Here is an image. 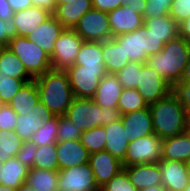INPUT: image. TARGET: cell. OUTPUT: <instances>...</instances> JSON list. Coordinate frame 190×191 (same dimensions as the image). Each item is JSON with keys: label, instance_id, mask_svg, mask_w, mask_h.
Listing matches in <instances>:
<instances>
[{"label": "cell", "instance_id": "db71d44e", "mask_svg": "<svg viewBox=\"0 0 190 191\" xmlns=\"http://www.w3.org/2000/svg\"><path fill=\"white\" fill-rule=\"evenodd\" d=\"M33 6L46 9L47 11L53 13L56 8V0H31Z\"/></svg>", "mask_w": 190, "mask_h": 191}, {"label": "cell", "instance_id": "816d5d0a", "mask_svg": "<svg viewBox=\"0 0 190 191\" xmlns=\"http://www.w3.org/2000/svg\"><path fill=\"white\" fill-rule=\"evenodd\" d=\"M13 14L14 11L9 2L7 0H0V19L7 21L12 18Z\"/></svg>", "mask_w": 190, "mask_h": 191}, {"label": "cell", "instance_id": "1f68e13d", "mask_svg": "<svg viewBox=\"0 0 190 191\" xmlns=\"http://www.w3.org/2000/svg\"><path fill=\"white\" fill-rule=\"evenodd\" d=\"M26 183L34 191H58V172L30 168Z\"/></svg>", "mask_w": 190, "mask_h": 191}, {"label": "cell", "instance_id": "681fc988", "mask_svg": "<svg viewBox=\"0 0 190 191\" xmlns=\"http://www.w3.org/2000/svg\"><path fill=\"white\" fill-rule=\"evenodd\" d=\"M123 0H92L93 9L109 13L122 6Z\"/></svg>", "mask_w": 190, "mask_h": 191}, {"label": "cell", "instance_id": "4316f807", "mask_svg": "<svg viewBox=\"0 0 190 191\" xmlns=\"http://www.w3.org/2000/svg\"><path fill=\"white\" fill-rule=\"evenodd\" d=\"M102 54L108 74H116L130 62L123 47L119 46L113 38L102 41Z\"/></svg>", "mask_w": 190, "mask_h": 191}, {"label": "cell", "instance_id": "4dcf8cb0", "mask_svg": "<svg viewBox=\"0 0 190 191\" xmlns=\"http://www.w3.org/2000/svg\"><path fill=\"white\" fill-rule=\"evenodd\" d=\"M0 74L23 79L26 83L34 78L27 72L20 59L7 47L0 50Z\"/></svg>", "mask_w": 190, "mask_h": 191}, {"label": "cell", "instance_id": "3957f363", "mask_svg": "<svg viewBox=\"0 0 190 191\" xmlns=\"http://www.w3.org/2000/svg\"><path fill=\"white\" fill-rule=\"evenodd\" d=\"M153 131L160 139L173 137L187 129V111L170 93L168 96L149 105Z\"/></svg>", "mask_w": 190, "mask_h": 191}, {"label": "cell", "instance_id": "d6986e66", "mask_svg": "<svg viewBox=\"0 0 190 191\" xmlns=\"http://www.w3.org/2000/svg\"><path fill=\"white\" fill-rule=\"evenodd\" d=\"M52 15L46 9L31 6L14 12L12 19L16 25L17 36L28 37L35 29Z\"/></svg>", "mask_w": 190, "mask_h": 191}, {"label": "cell", "instance_id": "f546056e", "mask_svg": "<svg viewBox=\"0 0 190 191\" xmlns=\"http://www.w3.org/2000/svg\"><path fill=\"white\" fill-rule=\"evenodd\" d=\"M74 65L91 69H106L103 61L102 42L83 41Z\"/></svg>", "mask_w": 190, "mask_h": 191}, {"label": "cell", "instance_id": "9c48e42d", "mask_svg": "<svg viewBox=\"0 0 190 191\" xmlns=\"http://www.w3.org/2000/svg\"><path fill=\"white\" fill-rule=\"evenodd\" d=\"M73 29L84 41L102 42L112 38L108 13L96 9L87 11Z\"/></svg>", "mask_w": 190, "mask_h": 191}, {"label": "cell", "instance_id": "11a10c76", "mask_svg": "<svg viewBox=\"0 0 190 191\" xmlns=\"http://www.w3.org/2000/svg\"><path fill=\"white\" fill-rule=\"evenodd\" d=\"M14 12L33 6L31 0H7Z\"/></svg>", "mask_w": 190, "mask_h": 191}, {"label": "cell", "instance_id": "5b68a950", "mask_svg": "<svg viewBox=\"0 0 190 191\" xmlns=\"http://www.w3.org/2000/svg\"><path fill=\"white\" fill-rule=\"evenodd\" d=\"M7 48L20 59L34 79L52 69L50 56L28 37L16 36L10 39Z\"/></svg>", "mask_w": 190, "mask_h": 191}, {"label": "cell", "instance_id": "a7ac6f4b", "mask_svg": "<svg viewBox=\"0 0 190 191\" xmlns=\"http://www.w3.org/2000/svg\"><path fill=\"white\" fill-rule=\"evenodd\" d=\"M90 191H101V188L95 189V190H90Z\"/></svg>", "mask_w": 190, "mask_h": 191}, {"label": "cell", "instance_id": "94428289", "mask_svg": "<svg viewBox=\"0 0 190 191\" xmlns=\"http://www.w3.org/2000/svg\"><path fill=\"white\" fill-rule=\"evenodd\" d=\"M69 1H72V0H56V7L58 5L68 4Z\"/></svg>", "mask_w": 190, "mask_h": 191}, {"label": "cell", "instance_id": "f35d334b", "mask_svg": "<svg viewBox=\"0 0 190 191\" xmlns=\"http://www.w3.org/2000/svg\"><path fill=\"white\" fill-rule=\"evenodd\" d=\"M26 82L23 79L0 74V98L8 104Z\"/></svg>", "mask_w": 190, "mask_h": 191}, {"label": "cell", "instance_id": "c3c4849f", "mask_svg": "<svg viewBox=\"0 0 190 191\" xmlns=\"http://www.w3.org/2000/svg\"><path fill=\"white\" fill-rule=\"evenodd\" d=\"M164 47V43L161 42V38L157 37L153 34L146 26H145V52L148 56L156 54L160 52Z\"/></svg>", "mask_w": 190, "mask_h": 191}, {"label": "cell", "instance_id": "003e7915", "mask_svg": "<svg viewBox=\"0 0 190 191\" xmlns=\"http://www.w3.org/2000/svg\"><path fill=\"white\" fill-rule=\"evenodd\" d=\"M186 131H187V132L189 133V135H190V126H187Z\"/></svg>", "mask_w": 190, "mask_h": 191}, {"label": "cell", "instance_id": "be15d7a7", "mask_svg": "<svg viewBox=\"0 0 190 191\" xmlns=\"http://www.w3.org/2000/svg\"><path fill=\"white\" fill-rule=\"evenodd\" d=\"M5 103L2 101V99L0 98V109L3 107Z\"/></svg>", "mask_w": 190, "mask_h": 191}, {"label": "cell", "instance_id": "7bdbcfd3", "mask_svg": "<svg viewBox=\"0 0 190 191\" xmlns=\"http://www.w3.org/2000/svg\"><path fill=\"white\" fill-rule=\"evenodd\" d=\"M171 94L187 111L190 109V81H179L171 85Z\"/></svg>", "mask_w": 190, "mask_h": 191}, {"label": "cell", "instance_id": "ab89813d", "mask_svg": "<svg viewBox=\"0 0 190 191\" xmlns=\"http://www.w3.org/2000/svg\"><path fill=\"white\" fill-rule=\"evenodd\" d=\"M58 124L57 142L80 139L83 130L78 129L76 124L65 115L58 116Z\"/></svg>", "mask_w": 190, "mask_h": 191}, {"label": "cell", "instance_id": "74e56055", "mask_svg": "<svg viewBox=\"0 0 190 191\" xmlns=\"http://www.w3.org/2000/svg\"><path fill=\"white\" fill-rule=\"evenodd\" d=\"M142 68V63L129 62L124 68L119 70L115 75L123 88H136L139 75Z\"/></svg>", "mask_w": 190, "mask_h": 191}, {"label": "cell", "instance_id": "4fadbf2b", "mask_svg": "<svg viewBox=\"0 0 190 191\" xmlns=\"http://www.w3.org/2000/svg\"><path fill=\"white\" fill-rule=\"evenodd\" d=\"M88 164L92 168L99 188H102L115 175L123 170L122 162L107 151L90 154Z\"/></svg>", "mask_w": 190, "mask_h": 191}, {"label": "cell", "instance_id": "83f0119b", "mask_svg": "<svg viewBox=\"0 0 190 191\" xmlns=\"http://www.w3.org/2000/svg\"><path fill=\"white\" fill-rule=\"evenodd\" d=\"M47 114L40 107L34 111L28 112L26 115H18L16 121L15 133L23 141H30L32 135L43 126Z\"/></svg>", "mask_w": 190, "mask_h": 191}, {"label": "cell", "instance_id": "f5cc1de1", "mask_svg": "<svg viewBox=\"0 0 190 191\" xmlns=\"http://www.w3.org/2000/svg\"><path fill=\"white\" fill-rule=\"evenodd\" d=\"M179 25V36L190 44V17L183 20Z\"/></svg>", "mask_w": 190, "mask_h": 191}, {"label": "cell", "instance_id": "ffe728a7", "mask_svg": "<svg viewBox=\"0 0 190 191\" xmlns=\"http://www.w3.org/2000/svg\"><path fill=\"white\" fill-rule=\"evenodd\" d=\"M64 27L51 15L46 21L38 26L28 39L33 41L37 46L42 48L48 56H51L58 39Z\"/></svg>", "mask_w": 190, "mask_h": 191}, {"label": "cell", "instance_id": "d590c367", "mask_svg": "<svg viewBox=\"0 0 190 191\" xmlns=\"http://www.w3.org/2000/svg\"><path fill=\"white\" fill-rule=\"evenodd\" d=\"M33 168L56 172L59 171L56 143L37 147Z\"/></svg>", "mask_w": 190, "mask_h": 191}, {"label": "cell", "instance_id": "6125c7cd", "mask_svg": "<svg viewBox=\"0 0 190 191\" xmlns=\"http://www.w3.org/2000/svg\"><path fill=\"white\" fill-rule=\"evenodd\" d=\"M186 118H187V126H190V109L187 110Z\"/></svg>", "mask_w": 190, "mask_h": 191}, {"label": "cell", "instance_id": "ee69618b", "mask_svg": "<svg viewBox=\"0 0 190 191\" xmlns=\"http://www.w3.org/2000/svg\"><path fill=\"white\" fill-rule=\"evenodd\" d=\"M169 15L179 24L190 17V0H174Z\"/></svg>", "mask_w": 190, "mask_h": 191}, {"label": "cell", "instance_id": "52a82bcc", "mask_svg": "<svg viewBox=\"0 0 190 191\" xmlns=\"http://www.w3.org/2000/svg\"><path fill=\"white\" fill-rule=\"evenodd\" d=\"M68 74L74 98L92 99L100 80L107 75L106 69H91L73 65L65 70Z\"/></svg>", "mask_w": 190, "mask_h": 191}, {"label": "cell", "instance_id": "bcb514c9", "mask_svg": "<svg viewBox=\"0 0 190 191\" xmlns=\"http://www.w3.org/2000/svg\"><path fill=\"white\" fill-rule=\"evenodd\" d=\"M36 151L37 146L31 141H23L20 151L16 154V159L28 168H33Z\"/></svg>", "mask_w": 190, "mask_h": 191}, {"label": "cell", "instance_id": "8992f818", "mask_svg": "<svg viewBox=\"0 0 190 191\" xmlns=\"http://www.w3.org/2000/svg\"><path fill=\"white\" fill-rule=\"evenodd\" d=\"M162 142L156 134H150L130 141L124 160L123 167L143 164L159 163L162 159Z\"/></svg>", "mask_w": 190, "mask_h": 191}, {"label": "cell", "instance_id": "8d00e7d4", "mask_svg": "<svg viewBox=\"0 0 190 191\" xmlns=\"http://www.w3.org/2000/svg\"><path fill=\"white\" fill-rule=\"evenodd\" d=\"M106 132L104 126L83 131L80 140L90 154L105 151Z\"/></svg>", "mask_w": 190, "mask_h": 191}, {"label": "cell", "instance_id": "277c9868", "mask_svg": "<svg viewBox=\"0 0 190 191\" xmlns=\"http://www.w3.org/2000/svg\"><path fill=\"white\" fill-rule=\"evenodd\" d=\"M65 116L72 120L78 129L85 131L118 121L121 114L118 108L101 107L93 99L74 98Z\"/></svg>", "mask_w": 190, "mask_h": 191}, {"label": "cell", "instance_id": "836d02e7", "mask_svg": "<svg viewBox=\"0 0 190 191\" xmlns=\"http://www.w3.org/2000/svg\"><path fill=\"white\" fill-rule=\"evenodd\" d=\"M149 107L136 88H123L117 108L119 113H129Z\"/></svg>", "mask_w": 190, "mask_h": 191}, {"label": "cell", "instance_id": "484cf974", "mask_svg": "<svg viewBox=\"0 0 190 191\" xmlns=\"http://www.w3.org/2000/svg\"><path fill=\"white\" fill-rule=\"evenodd\" d=\"M29 169L16 157L7 160L0 168V184L18 189L28 177Z\"/></svg>", "mask_w": 190, "mask_h": 191}, {"label": "cell", "instance_id": "60d3db41", "mask_svg": "<svg viewBox=\"0 0 190 191\" xmlns=\"http://www.w3.org/2000/svg\"><path fill=\"white\" fill-rule=\"evenodd\" d=\"M174 0H146V8L143 19H151L158 16L168 15Z\"/></svg>", "mask_w": 190, "mask_h": 191}, {"label": "cell", "instance_id": "5bb4252c", "mask_svg": "<svg viewBox=\"0 0 190 191\" xmlns=\"http://www.w3.org/2000/svg\"><path fill=\"white\" fill-rule=\"evenodd\" d=\"M56 155L59 171L89 163L90 153L80 139L56 142Z\"/></svg>", "mask_w": 190, "mask_h": 191}, {"label": "cell", "instance_id": "7402d4cb", "mask_svg": "<svg viewBox=\"0 0 190 191\" xmlns=\"http://www.w3.org/2000/svg\"><path fill=\"white\" fill-rule=\"evenodd\" d=\"M106 132L105 151L111 153L121 162L124 160L128 148V136L124 131L122 120L119 119L107 126H104Z\"/></svg>", "mask_w": 190, "mask_h": 191}, {"label": "cell", "instance_id": "6f0895ef", "mask_svg": "<svg viewBox=\"0 0 190 191\" xmlns=\"http://www.w3.org/2000/svg\"><path fill=\"white\" fill-rule=\"evenodd\" d=\"M141 191H167L162 185H154Z\"/></svg>", "mask_w": 190, "mask_h": 191}, {"label": "cell", "instance_id": "44dd1931", "mask_svg": "<svg viewBox=\"0 0 190 191\" xmlns=\"http://www.w3.org/2000/svg\"><path fill=\"white\" fill-rule=\"evenodd\" d=\"M91 9L92 0H72L68 4L58 5L52 15L64 28L73 29L79 19Z\"/></svg>", "mask_w": 190, "mask_h": 191}, {"label": "cell", "instance_id": "e7e4bbea", "mask_svg": "<svg viewBox=\"0 0 190 191\" xmlns=\"http://www.w3.org/2000/svg\"><path fill=\"white\" fill-rule=\"evenodd\" d=\"M184 191H190V182L188 183V185Z\"/></svg>", "mask_w": 190, "mask_h": 191}, {"label": "cell", "instance_id": "ac0fdd59", "mask_svg": "<svg viewBox=\"0 0 190 191\" xmlns=\"http://www.w3.org/2000/svg\"><path fill=\"white\" fill-rule=\"evenodd\" d=\"M123 47L126 57L131 62L145 63L149 57L145 52V25L131 33L113 37Z\"/></svg>", "mask_w": 190, "mask_h": 191}, {"label": "cell", "instance_id": "7c38bea8", "mask_svg": "<svg viewBox=\"0 0 190 191\" xmlns=\"http://www.w3.org/2000/svg\"><path fill=\"white\" fill-rule=\"evenodd\" d=\"M159 168L162 186L167 191H184L190 182L187 163L178 160H161Z\"/></svg>", "mask_w": 190, "mask_h": 191}, {"label": "cell", "instance_id": "89a4df30", "mask_svg": "<svg viewBox=\"0 0 190 191\" xmlns=\"http://www.w3.org/2000/svg\"><path fill=\"white\" fill-rule=\"evenodd\" d=\"M3 164H4V163L0 161V168L3 166Z\"/></svg>", "mask_w": 190, "mask_h": 191}, {"label": "cell", "instance_id": "b9f144b4", "mask_svg": "<svg viewBox=\"0 0 190 191\" xmlns=\"http://www.w3.org/2000/svg\"><path fill=\"white\" fill-rule=\"evenodd\" d=\"M101 191H138L130 182V179L123 169L115 175L107 184H105Z\"/></svg>", "mask_w": 190, "mask_h": 191}, {"label": "cell", "instance_id": "e0dca14e", "mask_svg": "<svg viewBox=\"0 0 190 191\" xmlns=\"http://www.w3.org/2000/svg\"><path fill=\"white\" fill-rule=\"evenodd\" d=\"M130 182L141 191L154 185H162V176L159 163H143L123 167Z\"/></svg>", "mask_w": 190, "mask_h": 191}, {"label": "cell", "instance_id": "8fae6325", "mask_svg": "<svg viewBox=\"0 0 190 191\" xmlns=\"http://www.w3.org/2000/svg\"><path fill=\"white\" fill-rule=\"evenodd\" d=\"M99 189L89 164L58 171V191H90Z\"/></svg>", "mask_w": 190, "mask_h": 191}, {"label": "cell", "instance_id": "f6af8a7d", "mask_svg": "<svg viewBox=\"0 0 190 191\" xmlns=\"http://www.w3.org/2000/svg\"><path fill=\"white\" fill-rule=\"evenodd\" d=\"M17 116V113L9 104H4L0 109V130L14 131L16 128Z\"/></svg>", "mask_w": 190, "mask_h": 191}, {"label": "cell", "instance_id": "603a6c76", "mask_svg": "<svg viewBox=\"0 0 190 191\" xmlns=\"http://www.w3.org/2000/svg\"><path fill=\"white\" fill-rule=\"evenodd\" d=\"M122 90L123 87L118 77L115 74H107L100 80L97 91L92 99L101 107L117 108Z\"/></svg>", "mask_w": 190, "mask_h": 191}, {"label": "cell", "instance_id": "e575fe53", "mask_svg": "<svg viewBox=\"0 0 190 191\" xmlns=\"http://www.w3.org/2000/svg\"><path fill=\"white\" fill-rule=\"evenodd\" d=\"M23 140L15 131L0 130V161L5 163L16 154L22 147Z\"/></svg>", "mask_w": 190, "mask_h": 191}, {"label": "cell", "instance_id": "6da1fadb", "mask_svg": "<svg viewBox=\"0 0 190 191\" xmlns=\"http://www.w3.org/2000/svg\"><path fill=\"white\" fill-rule=\"evenodd\" d=\"M39 91L40 107L47 115H65L74 99L65 70L50 69L34 79Z\"/></svg>", "mask_w": 190, "mask_h": 191}, {"label": "cell", "instance_id": "cb8c5ba5", "mask_svg": "<svg viewBox=\"0 0 190 191\" xmlns=\"http://www.w3.org/2000/svg\"><path fill=\"white\" fill-rule=\"evenodd\" d=\"M8 104L17 115H26L28 112L40 108L36 81L25 83Z\"/></svg>", "mask_w": 190, "mask_h": 191}, {"label": "cell", "instance_id": "7dc6e473", "mask_svg": "<svg viewBox=\"0 0 190 191\" xmlns=\"http://www.w3.org/2000/svg\"><path fill=\"white\" fill-rule=\"evenodd\" d=\"M17 36L16 25L12 18L7 21L0 19V44L7 47L10 39Z\"/></svg>", "mask_w": 190, "mask_h": 191}, {"label": "cell", "instance_id": "03108f58", "mask_svg": "<svg viewBox=\"0 0 190 191\" xmlns=\"http://www.w3.org/2000/svg\"><path fill=\"white\" fill-rule=\"evenodd\" d=\"M187 166H188V169H189V176H190V160L187 162Z\"/></svg>", "mask_w": 190, "mask_h": 191}, {"label": "cell", "instance_id": "2e32d148", "mask_svg": "<svg viewBox=\"0 0 190 191\" xmlns=\"http://www.w3.org/2000/svg\"><path fill=\"white\" fill-rule=\"evenodd\" d=\"M120 119L122 120L124 131L127 132L129 142L146 135L154 134L152 115L149 107L124 113Z\"/></svg>", "mask_w": 190, "mask_h": 191}, {"label": "cell", "instance_id": "f1b7e54d", "mask_svg": "<svg viewBox=\"0 0 190 191\" xmlns=\"http://www.w3.org/2000/svg\"><path fill=\"white\" fill-rule=\"evenodd\" d=\"M143 20L144 25L161 38V42L164 44L179 35V25L169 14Z\"/></svg>", "mask_w": 190, "mask_h": 191}, {"label": "cell", "instance_id": "7a4b0ae2", "mask_svg": "<svg viewBox=\"0 0 190 191\" xmlns=\"http://www.w3.org/2000/svg\"><path fill=\"white\" fill-rule=\"evenodd\" d=\"M189 58L190 44L178 35L164 44L160 52L149 56L145 63L172 85L181 80Z\"/></svg>", "mask_w": 190, "mask_h": 191}, {"label": "cell", "instance_id": "d4e9b609", "mask_svg": "<svg viewBox=\"0 0 190 191\" xmlns=\"http://www.w3.org/2000/svg\"><path fill=\"white\" fill-rule=\"evenodd\" d=\"M161 160H178L185 163L190 160V135L187 131L163 139Z\"/></svg>", "mask_w": 190, "mask_h": 191}, {"label": "cell", "instance_id": "d6a6232c", "mask_svg": "<svg viewBox=\"0 0 190 191\" xmlns=\"http://www.w3.org/2000/svg\"><path fill=\"white\" fill-rule=\"evenodd\" d=\"M58 128V115H47L43 126L32 135L30 141L37 147L52 145L57 142Z\"/></svg>", "mask_w": 190, "mask_h": 191}, {"label": "cell", "instance_id": "9f6ffc18", "mask_svg": "<svg viewBox=\"0 0 190 191\" xmlns=\"http://www.w3.org/2000/svg\"><path fill=\"white\" fill-rule=\"evenodd\" d=\"M180 81H190V58L189 61L187 62L181 80Z\"/></svg>", "mask_w": 190, "mask_h": 191}, {"label": "cell", "instance_id": "f907efd6", "mask_svg": "<svg viewBox=\"0 0 190 191\" xmlns=\"http://www.w3.org/2000/svg\"><path fill=\"white\" fill-rule=\"evenodd\" d=\"M122 5L129 6L130 9L138 11L143 15L146 8V0H123Z\"/></svg>", "mask_w": 190, "mask_h": 191}, {"label": "cell", "instance_id": "ba28073f", "mask_svg": "<svg viewBox=\"0 0 190 191\" xmlns=\"http://www.w3.org/2000/svg\"><path fill=\"white\" fill-rule=\"evenodd\" d=\"M83 41L74 29L64 28L55 41L53 53L50 56L52 69L66 70L73 66Z\"/></svg>", "mask_w": 190, "mask_h": 191}, {"label": "cell", "instance_id": "30bf717a", "mask_svg": "<svg viewBox=\"0 0 190 191\" xmlns=\"http://www.w3.org/2000/svg\"><path fill=\"white\" fill-rule=\"evenodd\" d=\"M148 105L161 100L171 93V84L163 79L153 68L142 63L139 81L136 86Z\"/></svg>", "mask_w": 190, "mask_h": 191}, {"label": "cell", "instance_id": "9a60e30c", "mask_svg": "<svg viewBox=\"0 0 190 191\" xmlns=\"http://www.w3.org/2000/svg\"><path fill=\"white\" fill-rule=\"evenodd\" d=\"M108 18L112 38L124 33H131L144 25L142 15L124 5L110 11Z\"/></svg>", "mask_w": 190, "mask_h": 191}, {"label": "cell", "instance_id": "680465c9", "mask_svg": "<svg viewBox=\"0 0 190 191\" xmlns=\"http://www.w3.org/2000/svg\"><path fill=\"white\" fill-rule=\"evenodd\" d=\"M16 191H34L33 188L26 182H24Z\"/></svg>", "mask_w": 190, "mask_h": 191}, {"label": "cell", "instance_id": "91938a15", "mask_svg": "<svg viewBox=\"0 0 190 191\" xmlns=\"http://www.w3.org/2000/svg\"><path fill=\"white\" fill-rule=\"evenodd\" d=\"M0 191H16V189L6 187L5 185L0 184Z\"/></svg>", "mask_w": 190, "mask_h": 191}]
</instances>
